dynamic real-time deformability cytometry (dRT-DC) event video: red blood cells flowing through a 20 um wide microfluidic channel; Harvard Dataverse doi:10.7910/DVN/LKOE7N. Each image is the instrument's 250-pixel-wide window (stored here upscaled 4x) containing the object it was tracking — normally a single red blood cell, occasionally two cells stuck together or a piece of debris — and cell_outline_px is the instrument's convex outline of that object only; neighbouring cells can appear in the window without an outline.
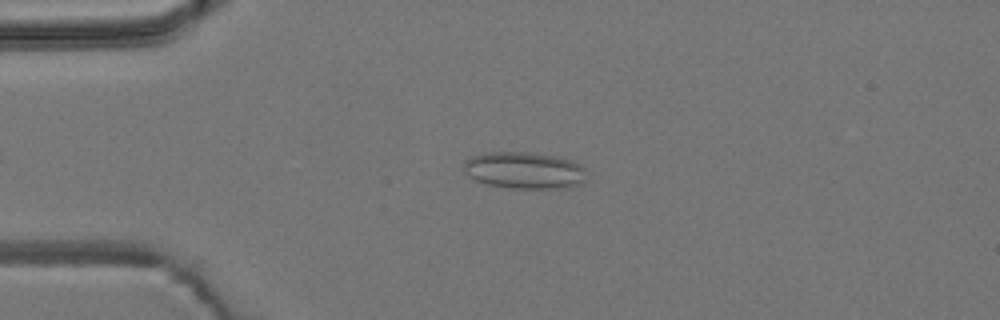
{"species": "common noctule bat (a hibernating species)", "species_latin": "Nyctalus noctula", "temperature_condition": "room temperature", "stored_images_in_passage": 34, "camera_frame_rate_fps": 3000, "um_per_image_px": 0.085, "animal": {"sex": "male", "body_mass_g": 19.2, "forearm_length_mm": 51.8}, "frame": {"image": 1, "passage_image": 9, "time_ms": 2.667, "image_size_px": [1000, 320], "cell_outline_px": [[584, 180], [580, 184], [568, 188], [512, 188], [488, 184], [476, 180], [468, 176], [464, 172], [464, 160], [472, 156], [488, 152], [528, 152], [560, 156], [572, 160], [584, 168]], "centroid_in_image_um": [44.56, 14.47], "position_along_channel_um": 40.4, "area_um2": 26.41}}
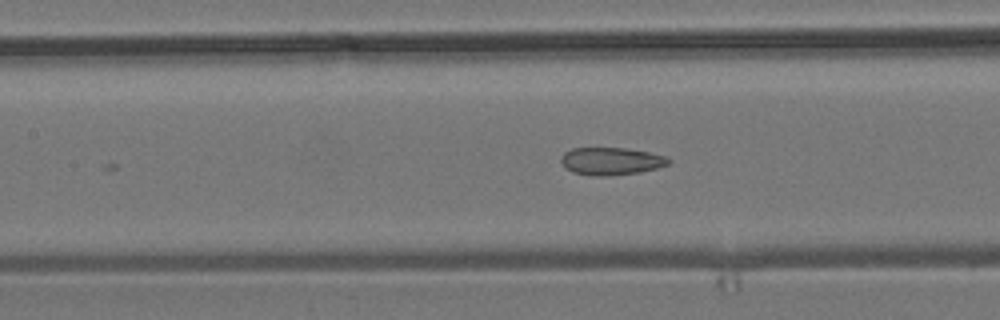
{"frame": {"image": 2, "passage_image": 20, "time_ms": 6.333, "image_size_px": [1000, 320], "cell_outline_px": [[672, 160], [668, 164], [656, 168], [640, 172], [608, 176], [592, 176], [572, 172], [564, 168], [560, 160], [560, 156], [564, 152], [572, 148], [624, 148], [648, 152], [668, 156]], "centroid_in_image_um": [51.92, 13.7], "position_along_channel_um": 155.5, "area_um2": 17.46}}
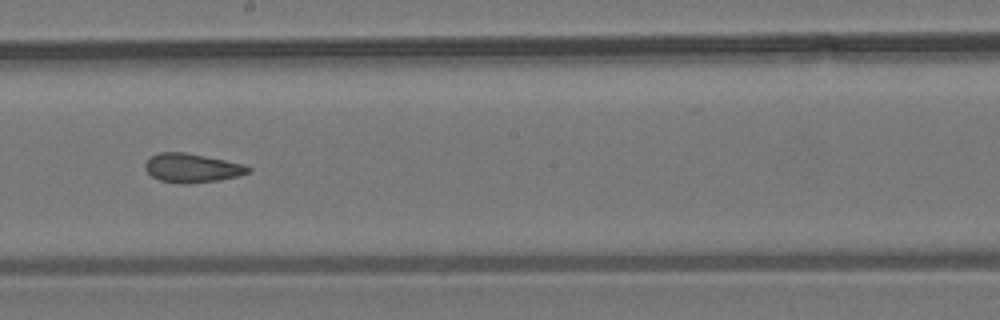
{"frame": {"image": 3, "passage_image": 26, "time_ms": 8.333, "image_size_px": [1000, 320], "cell_outline_px": [[252, 168], [248, 172], [240, 176], [220, 180], [188, 184], [180, 184], [160, 180], [152, 176], [144, 168], [144, 164], [152, 156], [160, 152], [184, 152], [244, 164]], "centroid_in_image_um": [16.33, 14.29], "position_along_channel_um": 231.9, "area_um2": 17.34}}